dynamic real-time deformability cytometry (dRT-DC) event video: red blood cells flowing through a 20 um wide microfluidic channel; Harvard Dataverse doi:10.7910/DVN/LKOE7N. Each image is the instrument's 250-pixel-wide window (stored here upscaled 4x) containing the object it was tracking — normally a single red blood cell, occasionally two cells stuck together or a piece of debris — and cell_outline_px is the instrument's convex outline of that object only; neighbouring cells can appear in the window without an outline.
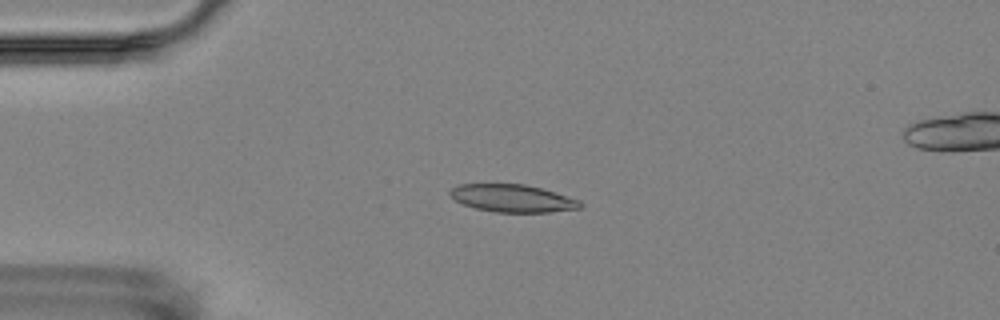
{"species": "Egyptian fruit bat (a non-hibernating species)", "species_latin": "Rousettus aegyptiacus", "temperature_condition": "room temperature", "stored_images_in_passage": 4, "camera_frame_rate_fps": 3000, "um_per_image_px": 0.085, "animal": {"sex": "female"}, "frame": {"image": 1, "passage_image": 3, "time_ms": 3.0, "image_size_px": [1000, 320], "cell_outline_px": [[584, 204], [580, 208], [548, 212], [496, 212], [476, 208], [464, 204], [456, 200], [448, 192], [452, 188], [460, 184], [524, 184], [540, 188], [580, 200]], "centroid_in_image_um": [43.58, 16.85], "position_along_channel_um": 41.4, "area_um2": 20.63}}